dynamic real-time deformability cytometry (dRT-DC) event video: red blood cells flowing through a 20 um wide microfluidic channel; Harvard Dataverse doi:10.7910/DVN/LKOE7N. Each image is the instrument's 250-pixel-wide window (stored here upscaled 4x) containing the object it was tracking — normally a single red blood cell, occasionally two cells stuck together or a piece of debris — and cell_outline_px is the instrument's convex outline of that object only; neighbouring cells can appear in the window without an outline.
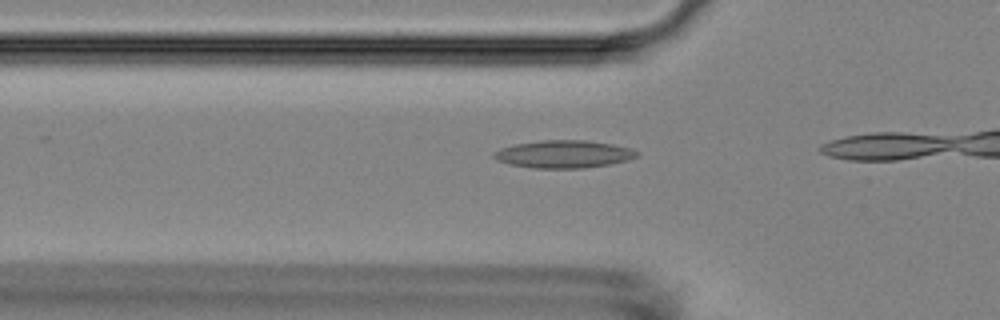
{"species": "Egyptian fruit bat (a non-hibernating species)", "species_latin": "Rousettus aegyptiacus", "temperature_condition": "room temperature", "stored_images_in_passage": 5, "camera_frame_rate_fps": 3000, "um_per_image_px": 0.085, "animal": {"sex": "female"}, "frame": {"image": 1, "passage_image": 3, "time_ms": 0.667, "image_size_px": [1000, 320], "cell_outline_px": [[640, 156], [628, 160], [608, 164], [584, 168], [532, 168], [512, 164], [496, 160], [492, 156], [492, 152], [500, 148], [516, 144], [540, 140], [584, 140], [612, 144], [632, 148], [640, 152]], "centroid_in_image_um": [47.93, 13.1], "position_along_channel_um": 77.9, "area_um2": 23.12}}